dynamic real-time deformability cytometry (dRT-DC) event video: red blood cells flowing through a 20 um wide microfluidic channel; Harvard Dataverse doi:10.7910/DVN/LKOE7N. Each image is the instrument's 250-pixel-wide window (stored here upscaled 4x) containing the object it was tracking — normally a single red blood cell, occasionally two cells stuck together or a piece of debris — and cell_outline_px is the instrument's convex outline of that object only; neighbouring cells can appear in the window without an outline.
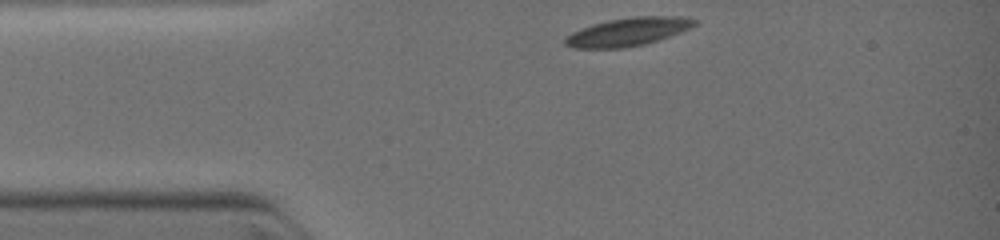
{"species": "common noctule bat (a hibernating species)", "species_latin": "Nyctalus noctula", "temperature_condition": "warm", "stored_images_in_passage": 33, "camera_frame_rate_fps": 3000, "um_per_image_px": 0.085, "animal": {"sex": "female", "body_mass_g": 19.0, "forearm_length_mm": 51.5}, "frame": {"image": 1, "passage_image": 1, "time_ms": 0.0, "image_size_px": [1000, 240], "cell_outline_px": [[696, 24], [680, 32], [644, 44], [624, 48], [572, 48], [564, 44], [564, 36], [580, 28], [592, 24], [608, 20], [632, 16], [680, 16], [696, 20]], "centroid_in_image_um": [53.3, 2.7], "position_along_channel_um": 31.7, "area_um2": 21.21}}
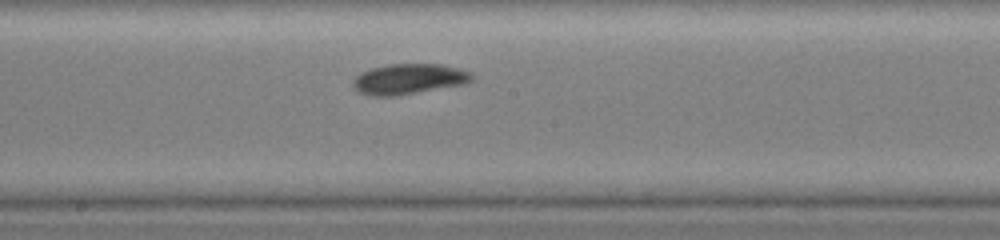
{"frame": {"image": 2, "passage_image": 17, "time_ms": 4.333, "image_size_px": [1000, 240], "cell_outline_px": [[472, 80], [464, 84], [400, 96], [372, 96], [356, 92], [352, 84], [352, 80], [360, 72], [372, 68], [392, 64], [440, 64], [460, 68], [472, 72]], "centroid_in_image_um": [34.73, 6.73], "position_along_channel_um": 213.5, "area_um2": 21.39}}
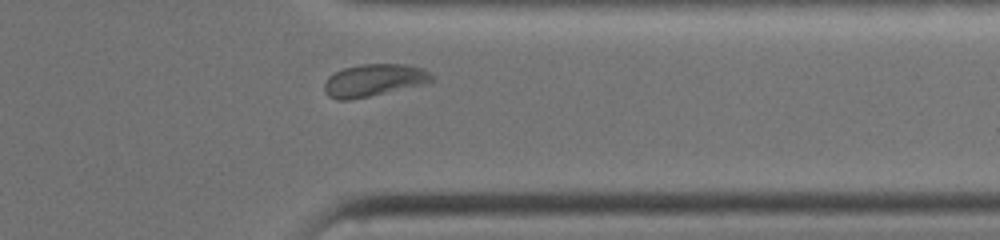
{"frame": {"image": 3, "passage_image": 29, "time_ms": 7.667, "image_size_px": [1000, 240], "cell_outline_px": [[432, 80], [424, 84], [352, 100], [336, 100], [328, 96], [324, 92], [324, 84], [328, 76], [344, 68], [360, 64], [408, 64], [424, 68], [432, 76]], "centroid_in_image_um": [31.75, 6.82], "position_along_channel_um": 379.7, "area_um2": 20.29}}